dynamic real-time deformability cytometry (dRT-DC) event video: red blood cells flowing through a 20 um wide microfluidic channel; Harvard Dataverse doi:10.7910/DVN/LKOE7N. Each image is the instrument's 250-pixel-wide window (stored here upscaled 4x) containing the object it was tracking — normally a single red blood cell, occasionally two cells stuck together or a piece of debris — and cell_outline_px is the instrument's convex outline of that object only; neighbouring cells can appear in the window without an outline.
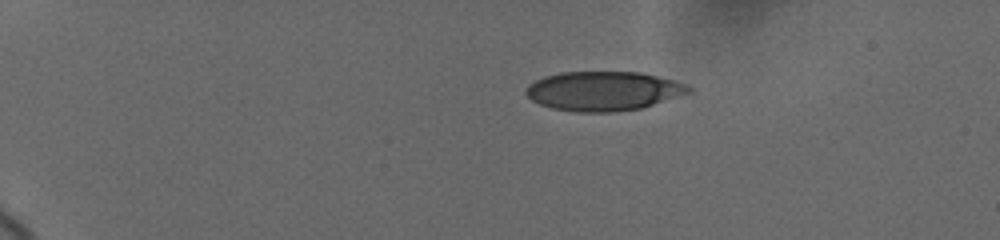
{"species": "human", "species_latin": "Homo sapiens", "temperature_condition": "cold", "stored_images_in_passage": 5, "camera_frame_rate_fps": 3000, "um_per_image_px": 0.085, "donor": {"sex": "female"}, "frame": {"image": 1, "passage_image": 1, "time_ms": 0.0, "image_size_px": [1000, 240], "cell_outline_px": [[692, 88], [688, 92], [640, 108], [612, 112], [576, 112], [552, 108], [540, 104], [532, 100], [524, 92], [528, 84], [544, 76], [560, 72], [640, 72], [672, 80], [684, 84]], "centroid_in_image_um": [51.2, 7.73], "position_along_channel_um": 33.8, "area_um2": 36.76}}
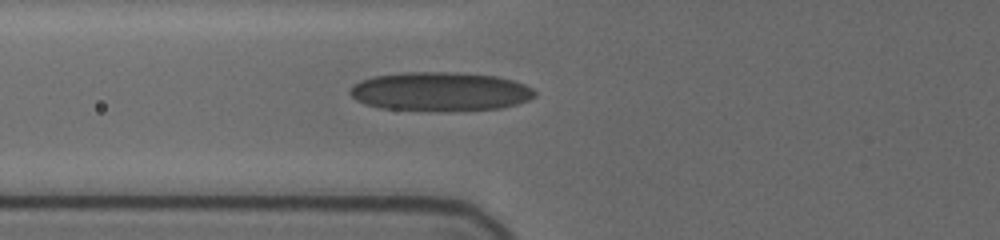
{"frame": {"image": 2, "passage_image": 5, "time_ms": 4.0, "image_size_px": [1000, 240], "cell_outline_px": [[536, 96], [528, 100], [516, 104], [500, 108], [380, 108], [364, 104], [356, 100], [348, 92], [352, 84], [360, 80], [372, 76], [400, 72], [456, 72], [496, 76], [512, 80], [524, 84], [532, 88], [536, 92]], "centroid_in_image_um": [37.37, 7.72], "position_along_channel_um": 88.4, "area_um2": 40.86}}